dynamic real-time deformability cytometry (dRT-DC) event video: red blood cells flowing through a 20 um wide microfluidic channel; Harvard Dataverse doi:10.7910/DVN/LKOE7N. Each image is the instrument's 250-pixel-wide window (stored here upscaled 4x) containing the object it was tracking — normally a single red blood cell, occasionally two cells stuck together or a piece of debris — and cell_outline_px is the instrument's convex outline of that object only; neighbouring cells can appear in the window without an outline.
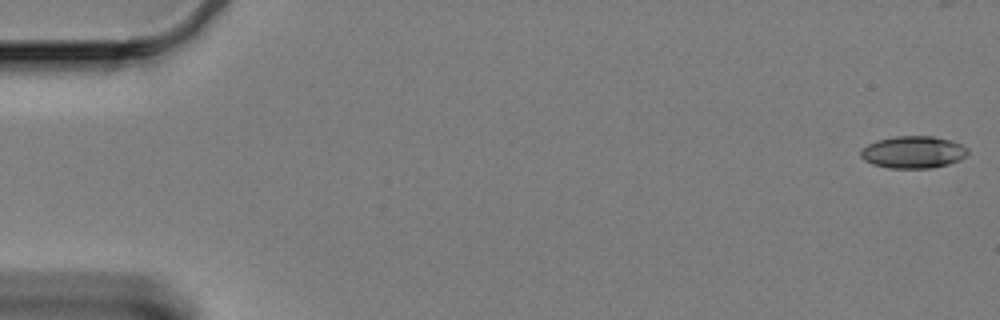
{"species": "Egyptian fruit bat (a non-hibernating species)", "species_latin": "Rousettus aegyptiacus", "temperature_condition": "cold", "stored_images_in_passage": 48, "camera_frame_rate_fps": 3000, "um_per_image_px": 0.085, "animal": {"sex": "female"}, "frame": {"image": 1, "passage_image": 1, "time_ms": 0.0, "image_size_px": [1000, 320], "cell_outline_px": [[968, 152], [960, 160], [948, 164], [932, 168], [888, 168], [872, 164], [864, 160], [860, 156], [860, 148], [876, 140], [896, 136], [932, 136], [952, 140], [968, 148]], "centroid_in_image_um": [77.59, 12.93], "position_along_channel_um": 7.4, "area_um2": 20.23}}
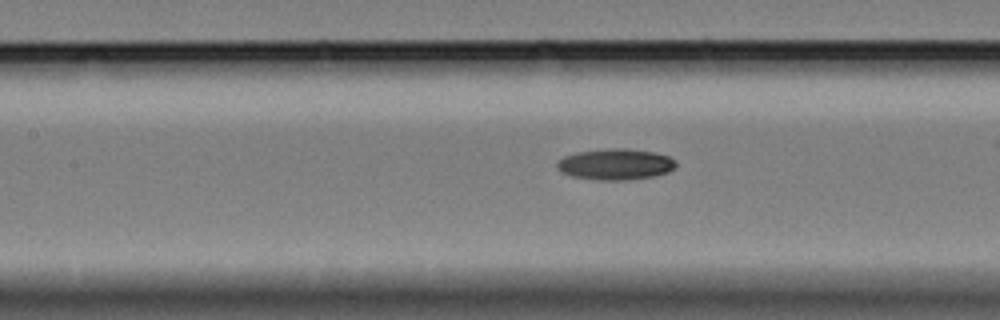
{"frame": {"image": 2, "passage_image": 27, "time_ms": 8.667, "image_size_px": [1000, 320], "cell_outline_px": [[676, 164], [668, 172], [652, 176], [624, 180], [600, 180], [572, 176], [556, 168], [556, 164], [564, 156], [576, 152], [616, 148], [628, 148], [652, 152], [668, 156], [676, 160]], "centroid_in_image_um": [52.31, 13.96], "position_along_channel_um": 155.1, "area_um2": 21.21}}
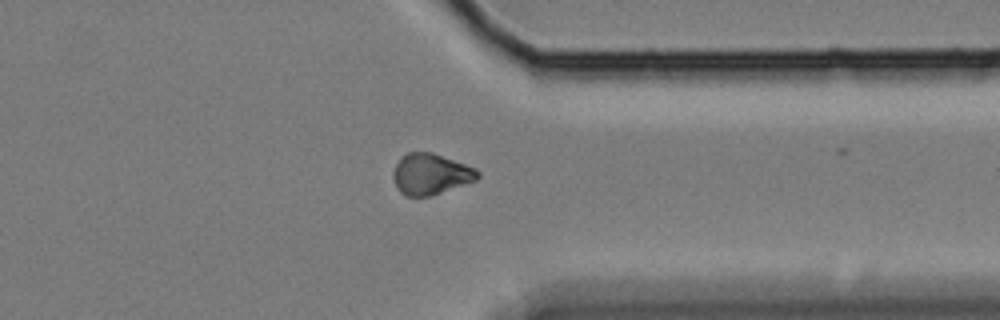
{"frame": {"image": 3, "passage_image": 47, "time_ms": 15.333, "image_size_px": [1000, 320], "cell_outline_px": [[480, 176], [476, 180], [428, 196], [404, 196], [400, 192], [392, 176], [392, 172], [400, 156], [408, 152], [432, 152], [476, 168], [480, 172]], "centroid_in_image_um": [36.58, 14.78], "position_along_channel_um": 374.8, "area_um2": 20.06}}